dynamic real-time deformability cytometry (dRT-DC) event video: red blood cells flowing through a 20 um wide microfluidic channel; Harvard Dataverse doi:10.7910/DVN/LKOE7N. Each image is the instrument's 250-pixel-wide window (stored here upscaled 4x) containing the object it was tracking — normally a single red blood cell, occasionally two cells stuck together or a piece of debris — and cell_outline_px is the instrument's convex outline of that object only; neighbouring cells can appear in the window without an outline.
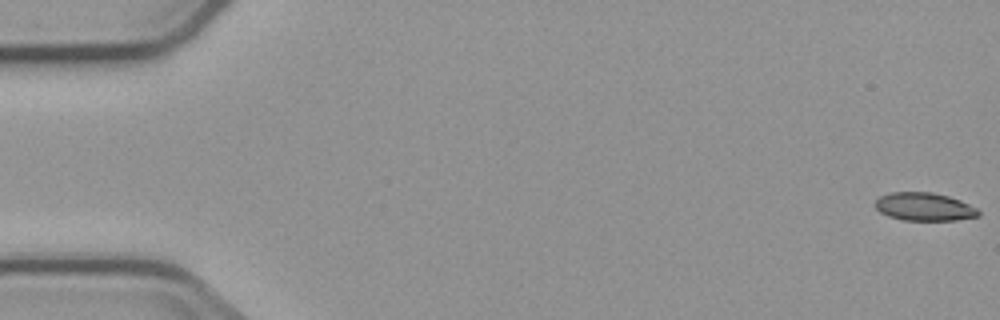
{"species": "common noctule bat (a hibernating species)", "species_latin": "Nyctalus noctula", "temperature_condition": "cold", "stored_images_in_passage": 7, "camera_frame_rate_fps": 3000, "um_per_image_px": 0.085, "animal": {"sex": "male", "body_mass_g": 23.1, "forearm_length_mm": 52.7}, "frame": {"image": 1, "passage_image": 1, "time_ms": 0.0, "image_size_px": [1000, 320], "cell_outline_px": [[980, 216], [956, 220], [904, 220], [888, 216], [880, 212], [876, 208], [876, 200], [880, 196], [888, 192], [932, 192], [948, 196], [960, 200], [976, 208], [980, 212]], "centroid_in_image_um": [78.56, 17.57], "position_along_channel_um": 6.4, "area_um2": 16.88}}
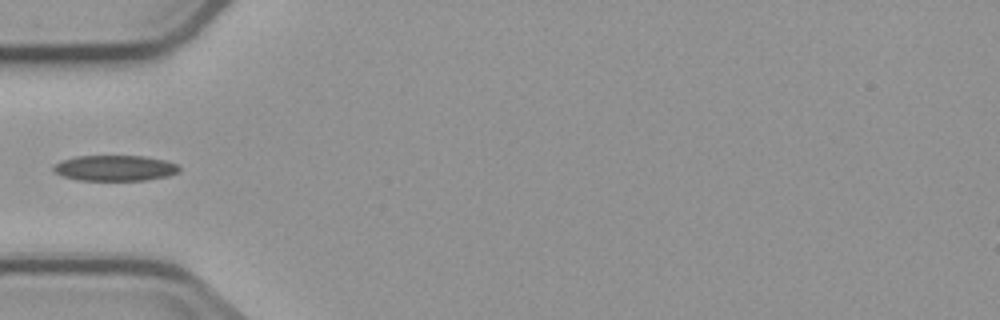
{"frame": {"image": 2, "passage_image": 6, "time_ms": 6.0, "image_size_px": [1000, 320], "cell_outline_px": [[180, 172], [168, 176], [144, 180], [80, 180], [64, 176], [52, 172], [52, 164], [60, 160], [76, 156], [144, 156], [168, 160], [180, 164]], "centroid_in_image_um": [9.78, 14.27], "position_along_channel_um": 75.2, "area_um2": 19.13}}
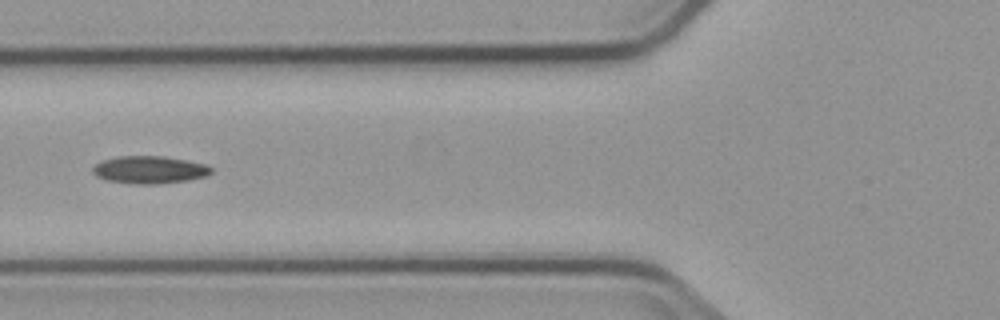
{"frame": {"image": 3, "passage_image": 7, "time_ms": 7.0, "image_size_px": [1000, 320], "cell_outline_px": [[212, 172], [208, 176], [188, 180], [156, 184], [136, 184], [108, 180], [96, 176], [92, 172], [92, 168], [96, 164], [104, 160], [116, 156], [164, 156], [208, 164], [212, 168]], "centroid_in_image_um": [12.75, 14.42], "position_along_channel_um": 113.1, "area_um2": 19.07}}